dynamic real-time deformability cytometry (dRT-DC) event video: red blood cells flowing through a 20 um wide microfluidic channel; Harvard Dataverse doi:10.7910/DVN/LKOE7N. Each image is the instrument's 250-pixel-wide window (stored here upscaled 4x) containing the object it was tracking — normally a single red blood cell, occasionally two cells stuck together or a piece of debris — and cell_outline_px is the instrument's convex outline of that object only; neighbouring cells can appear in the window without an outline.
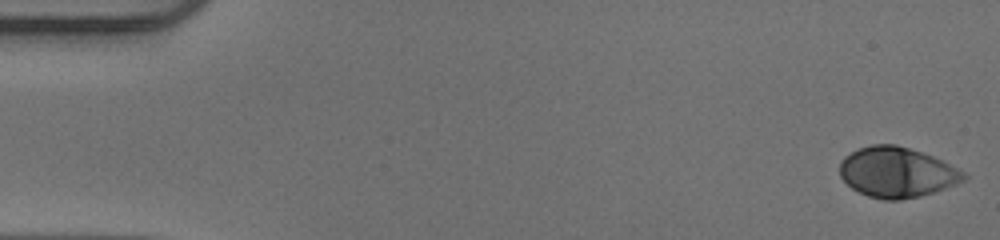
{"species": "human", "species_latin": "Homo sapiens", "temperature_condition": "warm", "stored_images_in_passage": 51, "camera_frame_rate_fps": 3000, "um_per_image_px": 0.085, "donor": {"sex": "male"}, "frame": {"image": 1, "passage_image": 1, "time_ms": 0.0, "image_size_px": [1000, 240], "cell_outline_px": [[968, 176], [964, 180], [956, 184], [920, 196], [900, 200], [884, 200], [868, 196], [852, 188], [840, 176], [840, 160], [844, 156], [860, 148], [872, 144], [896, 144], [932, 156], [964, 172]], "centroid_in_image_um": [76.21, 14.65], "position_along_channel_um": 8.8, "area_um2": 35.95}}
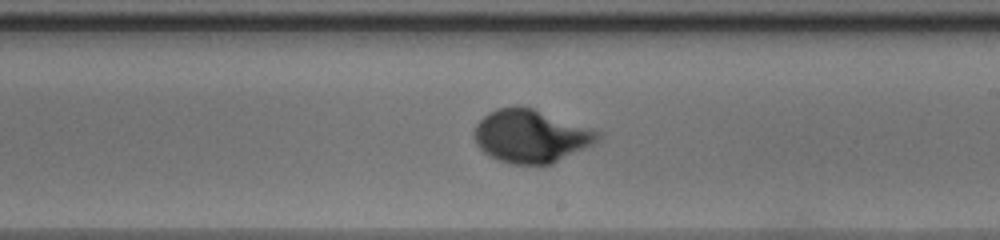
{"frame": {"image": 2, "passage_image": 30, "time_ms": 9.667, "image_size_px": [1000, 240], "cell_outline_px": [[604, 132], [592, 144], [552, 164], [512, 164], [496, 160], [488, 156], [476, 144], [472, 136], [472, 132], [476, 124], [488, 112], [496, 108], [532, 108]], "centroid_in_image_um": [45.09, 11.59], "position_along_channel_um": 243.9, "area_um2": 37.97}}
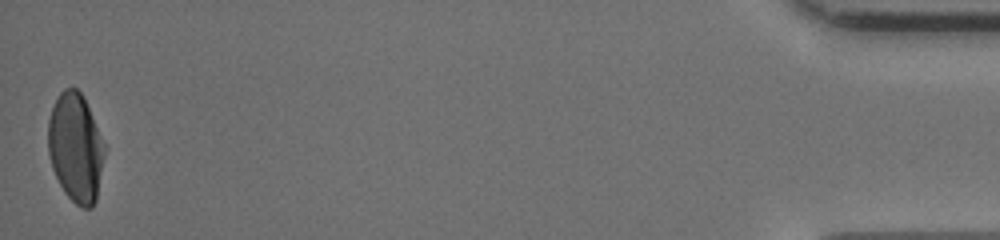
{"frame": {"image": 3, "passage_image": 51, "time_ms": 16.667, "image_size_px": [1000, 240], "cell_outline_px": [[104, 156], [96, 200], [92, 208], [80, 208], [64, 192], [52, 168], [48, 152], [48, 120], [52, 108], [60, 92], [64, 88], [76, 88], [84, 96], [104, 144]], "centroid_in_image_um": [6.42, 12.55], "position_along_channel_um": 428.8, "area_um2": 35.6}, "authors_computed_cell_mechanics": {"area_um2": 35.7782, "velocity_mm_per_s": 3.9714, "shape_relaxation_time_tau1_ms": 3.642, "shape_relaxation_time_tau2_ms": null, "deformation_change_tau1": 0.1979, "deformation_change_tau2": null}}